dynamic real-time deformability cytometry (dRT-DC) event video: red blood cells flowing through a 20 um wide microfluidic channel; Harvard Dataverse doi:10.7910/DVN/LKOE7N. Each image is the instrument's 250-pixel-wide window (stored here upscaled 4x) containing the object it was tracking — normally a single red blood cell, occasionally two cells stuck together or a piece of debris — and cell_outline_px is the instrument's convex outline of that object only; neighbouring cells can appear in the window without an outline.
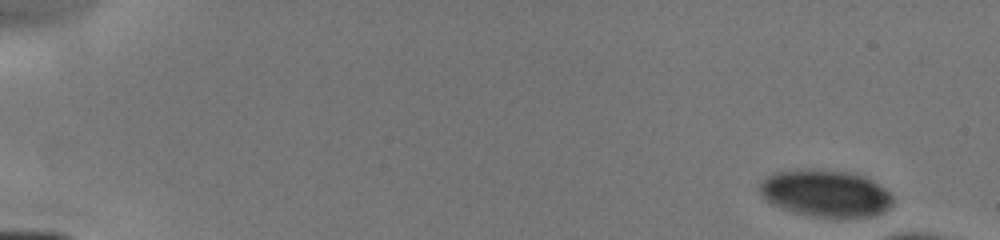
{"species": "human", "species_latin": "Homo sapiens", "temperature_condition": "cold", "stored_images_in_passage": 10, "camera_frame_rate_fps": 3000, "um_per_image_px": 0.085, "donor": {"sex": "male"}, "frame": {"image": 1, "passage_image": 1, "time_ms": 0.0, "image_size_px": [1000, 240], "cell_outline_px": [[892, 204], [888, 208], [872, 216], [836, 220], [808, 216], [792, 212], [780, 208], [764, 200], [760, 192], [760, 180], [776, 172], [808, 168], [812, 168], [848, 172], [864, 176], [884, 188], [892, 196]], "centroid_in_image_um": [70.14, 16.47], "position_along_channel_um": 14.9, "area_um2": 37.22}}
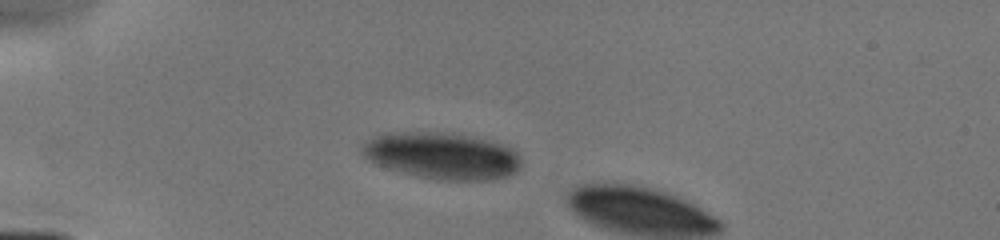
{"frame": {"image": 2, "passage_image": 9, "time_ms": 3.667, "image_size_px": [1000, 240], "cell_outline_px": [[520, 168], [516, 172], [508, 176], [488, 180], [440, 180], [400, 172], [384, 168], [368, 160], [360, 152], [360, 144], [380, 132], [452, 132], [488, 140], [516, 148], [520, 156]], "centroid_in_image_um": [37.54, 13.22], "position_along_channel_um": 47.5, "area_um2": 44.1}}